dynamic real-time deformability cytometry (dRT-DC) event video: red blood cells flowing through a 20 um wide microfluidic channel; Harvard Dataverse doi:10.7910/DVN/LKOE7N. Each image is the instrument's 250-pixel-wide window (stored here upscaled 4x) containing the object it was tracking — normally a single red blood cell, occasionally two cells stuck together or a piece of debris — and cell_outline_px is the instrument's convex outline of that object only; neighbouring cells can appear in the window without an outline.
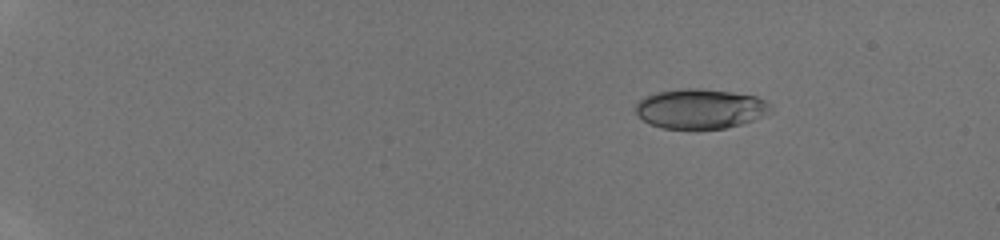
{"species": "human", "species_latin": "Homo sapiens", "temperature_condition": "room temperature", "stored_images_in_passage": 40, "camera_frame_rate_fps": 3000, "um_per_image_px": 0.085, "donor": {"sex": "male"}, "frame": {"image": 1, "passage_image": 2, "time_ms": 0.333, "image_size_px": [1000, 240], "cell_outline_px": [[772, 112], [764, 116], [740, 124], [724, 128], [664, 128], [648, 124], [636, 112], [636, 104], [644, 96], [656, 92], [680, 88], [700, 88], [732, 92], [756, 96], [772, 104]], "centroid_in_image_um": [59.54, 9.23], "position_along_channel_um": 25.5, "area_um2": 31.33}}
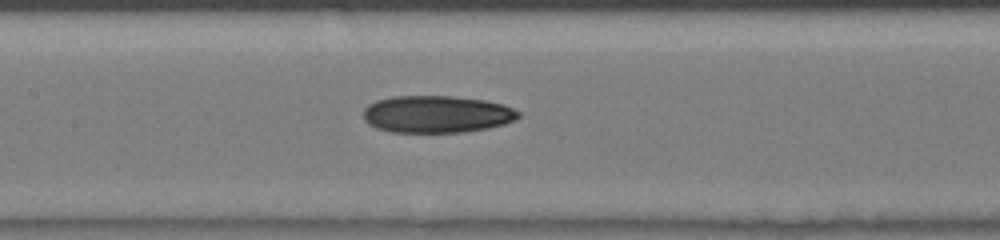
{"frame": {"image": 2, "passage_image": 20, "time_ms": 6.333, "image_size_px": [1000, 240], "cell_outline_px": [[520, 116], [516, 120], [504, 124], [488, 128], [464, 132], [392, 132], [376, 128], [368, 124], [364, 120], [364, 108], [368, 104], [376, 100], [392, 96], [452, 96], [484, 100], [504, 104], [520, 112]], "centroid_in_image_um": [37.12, 9.7], "position_along_channel_um": 170.3, "area_um2": 33.81}}
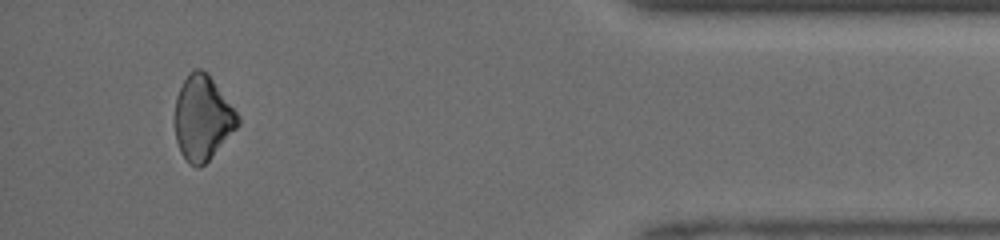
{"frame": {"image": 3, "passage_image": 38, "time_ms": 12.333, "image_size_px": [1000, 240], "cell_outline_px": [[240, 124], [208, 160], [200, 168], [196, 168], [188, 164], [180, 152], [176, 140], [176, 96], [188, 72], [196, 68], [200, 68], [208, 72], [236, 112], [240, 120]], "centroid_in_image_um": [17.21, 10.02], "position_along_channel_um": 418.0, "area_um2": 30.81}}